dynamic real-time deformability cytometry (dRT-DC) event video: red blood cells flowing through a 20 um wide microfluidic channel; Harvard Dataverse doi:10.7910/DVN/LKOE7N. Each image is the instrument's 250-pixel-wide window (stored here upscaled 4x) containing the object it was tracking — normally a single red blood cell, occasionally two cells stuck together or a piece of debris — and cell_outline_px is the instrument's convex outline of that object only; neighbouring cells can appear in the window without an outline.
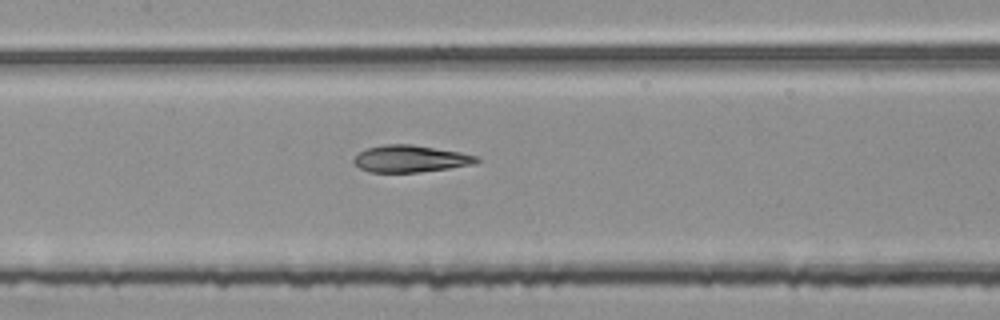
{"species": "common noctule bat (a hibernating species)", "species_latin": "Nyctalus noctula", "temperature_condition": "room temperature", "stored_images_in_passage": 53, "segment_of_instrument_passage": [2, 2], "camera_frame_rate_fps": 3000, "um_per_image_px": 0.085, "animal": {"sex": "female", "body_mass_g": 25.1}, "frame": {"image": 1, "passage_image": 25, "time_ms": 8.0, "image_size_px": [1000, 320], "cell_outline_px": [[480, 160], [472, 164], [448, 168], [420, 172], [368, 172], [360, 168], [352, 160], [360, 152], [368, 148], [384, 144], [412, 144], [460, 152], [480, 156]], "centroid_in_image_um": [34.9, 13.49], "position_along_channel_um": 172.5, "area_um2": 19.19}}
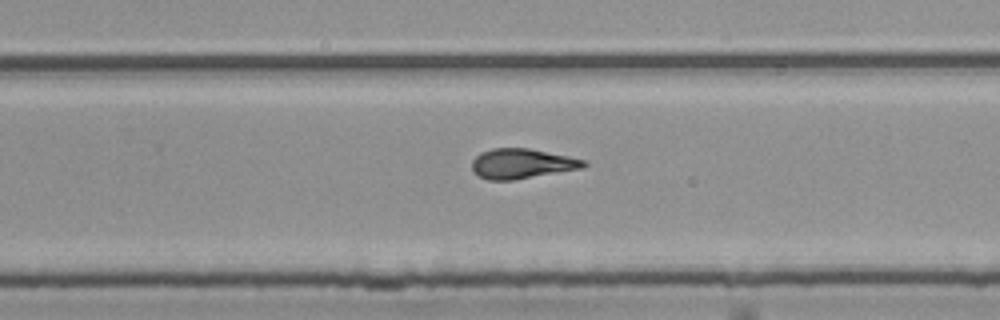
{"frame": {"image": 2, "passage_image": 34, "time_ms": 11.0, "image_size_px": [1000, 320], "cell_outline_px": [[588, 164], [584, 168], [512, 180], [488, 180], [480, 176], [472, 168], [472, 160], [480, 152], [492, 148], [528, 148], [568, 156], [584, 160]], "centroid_in_image_um": [44.36, 13.9], "position_along_channel_um": 285.4, "area_um2": 19.36}}
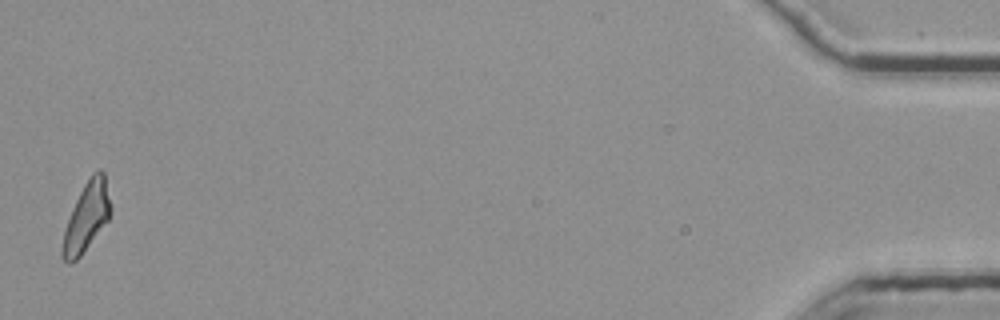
{"frame": {"image": 3, "passage_image": 53, "time_ms": 17.333, "image_size_px": [1000, 320], "cell_outline_px": [[112, 212], [108, 220], [80, 256], [76, 260], [68, 264], [60, 256], [60, 252], [64, 232], [72, 208], [84, 184], [92, 172], [100, 168], [104, 172], [112, 204]], "centroid_in_image_um": [7.37, 18.41], "position_along_channel_um": 427.8, "area_um2": 19.42}}